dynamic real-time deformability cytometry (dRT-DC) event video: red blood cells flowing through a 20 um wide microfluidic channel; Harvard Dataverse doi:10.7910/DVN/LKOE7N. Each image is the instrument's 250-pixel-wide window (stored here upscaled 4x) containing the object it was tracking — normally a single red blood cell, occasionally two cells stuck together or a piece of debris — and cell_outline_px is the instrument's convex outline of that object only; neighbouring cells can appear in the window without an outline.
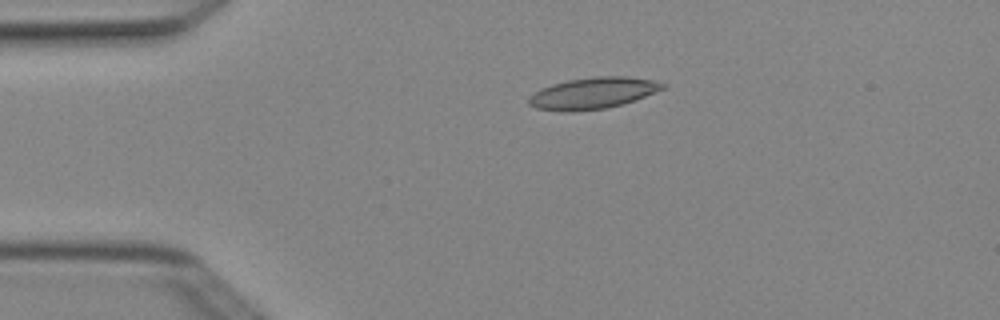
{"species": "Egyptian fruit bat (a non-hibernating species)", "species_latin": "Rousettus aegyptiacus", "temperature_condition": "cold", "stored_images_in_passage": 3, "camera_frame_rate_fps": 3000, "um_per_image_px": 0.085, "animal": {"sex": "female"}, "frame": {"image": 1, "passage_image": 2, "time_ms": 0.333, "image_size_px": [1000, 320], "cell_outline_px": [[668, 84], [664, 88], [644, 96], [620, 104], [604, 108], [572, 112], [564, 112], [536, 108], [528, 104], [528, 96], [540, 88], [552, 84], [568, 80], [596, 76], [628, 76], [652, 80]], "centroid_in_image_um": [50.34, 7.91], "position_along_channel_um": 34.7, "area_um2": 24.39}}